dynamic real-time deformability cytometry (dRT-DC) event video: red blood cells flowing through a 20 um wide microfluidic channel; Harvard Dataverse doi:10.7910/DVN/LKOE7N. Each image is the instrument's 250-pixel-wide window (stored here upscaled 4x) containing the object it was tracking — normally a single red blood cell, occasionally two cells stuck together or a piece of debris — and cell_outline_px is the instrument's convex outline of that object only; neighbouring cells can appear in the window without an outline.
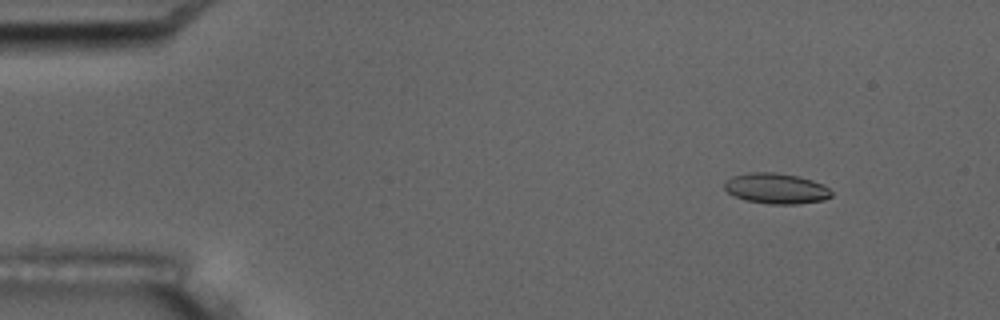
{"species": "common noctule bat (a hibernating species)", "species_latin": "Nyctalus noctula", "temperature_condition": "room temperature", "stored_images_in_passage": 5, "camera_frame_rate_fps": 3000, "um_per_image_px": 0.085, "animal": {"sex": "male", "body_mass_g": 17.5, "forearm_length_mm": 52.3}, "frame": {"image": 1, "passage_image": 1, "time_ms": 0.0, "image_size_px": [1000, 320], "cell_outline_px": [[832, 196], [824, 200], [796, 204], [768, 204], [744, 200], [728, 192], [724, 188], [724, 184], [732, 176], [748, 172], [776, 172], [796, 176], [812, 180], [824, 184], [832, 192]], "centroid_in_image_um": [65.98, 16.02], "position_along_channel_um": 19.0, "area_um2": 19.07}}